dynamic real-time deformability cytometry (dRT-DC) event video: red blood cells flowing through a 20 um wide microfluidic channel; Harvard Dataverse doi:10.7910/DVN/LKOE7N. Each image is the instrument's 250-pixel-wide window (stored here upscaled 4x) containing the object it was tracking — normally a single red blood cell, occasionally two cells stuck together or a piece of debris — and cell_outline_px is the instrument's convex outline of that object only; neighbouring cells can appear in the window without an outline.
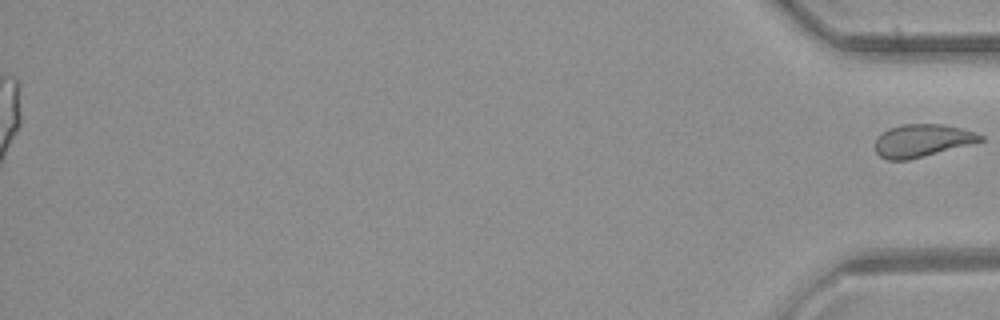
{"species": "common noctule bat (a hibernating species)", "species_latin": "Nyctalus noctula", "temperature_condition": "room temperature", "stored_images_in_passage": 50, "segment_of_instrument_passage": [2, 2], "camera_frame_rate_fps": 3000, "um_per_image_px": 0.085, "animal": {"sex": "female", "body_mass_g": 21.9}, "frame": {"image": 1, "passage_image": 50, "time_ms": 16.333, "image_size_px": [1000, 320], "cell_outline_px": [[984, 140], [908, 160], [888, 160], [880, 156], [876, 152], [876, 136], [888, 128], [904, 124], [940, 124], [960, 128], [976, 132], [984, 136]], "centroid_in_image_um": [78.35, 11.94], "position_along_channel_um": 356.8, "area_um2": 19.83}}